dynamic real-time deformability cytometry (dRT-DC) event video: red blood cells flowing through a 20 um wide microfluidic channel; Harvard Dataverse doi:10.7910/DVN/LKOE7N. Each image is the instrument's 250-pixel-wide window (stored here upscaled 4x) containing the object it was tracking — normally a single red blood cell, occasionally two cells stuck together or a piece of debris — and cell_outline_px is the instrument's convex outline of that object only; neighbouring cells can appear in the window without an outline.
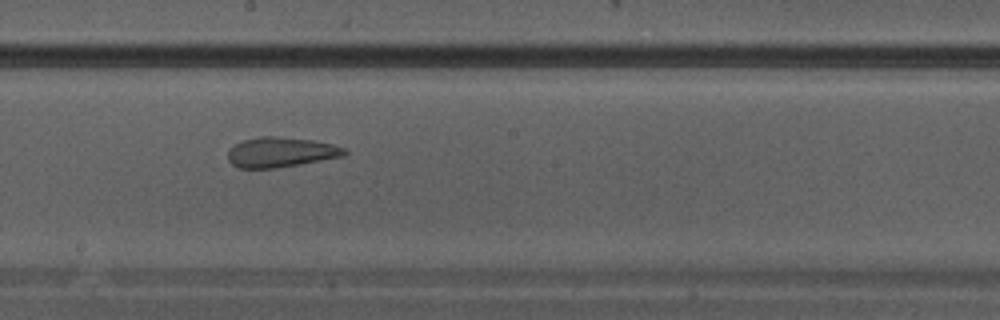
{"species": "Egyptian fruit bat (a non-hibernating species)", "species_latin": "Rousettus aegyptiacus", "temperature_condition": "warm", "stored_images_in_passage": 21, "camera_frame_rate_fps": 3000, "um_per_image_px": 0.085, "animal": {"sex": "male"}, "frame": {"image": 1, "passage_image": 10, "time_ms": 3.0, "image_size_px": [1000, 320], "cell_outline_px": [[348, 152], [344, 156], [276, 168], [240, 168], [232, 164], [228, 160], [228, 152], [236, 144], [244, 140], [260, 136], [276, 136], [312, 140], [332, 144], [344, 148]], "centroid_in_image_um": [23.87, 12.94], "position_along_channel_um": 224.3, "area_um2": 20.17}}